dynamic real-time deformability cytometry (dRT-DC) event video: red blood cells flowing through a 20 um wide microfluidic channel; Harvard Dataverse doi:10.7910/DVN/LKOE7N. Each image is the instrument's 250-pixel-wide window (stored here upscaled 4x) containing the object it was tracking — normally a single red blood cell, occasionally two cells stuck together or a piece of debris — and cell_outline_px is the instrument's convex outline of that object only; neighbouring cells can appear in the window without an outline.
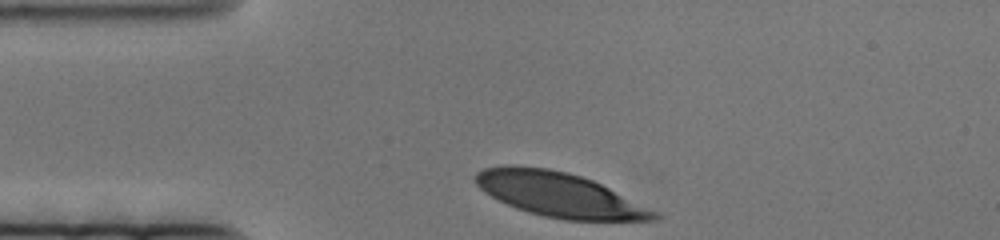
{"species": "human", "species_latin": "Homo sapiens", "temperature_condition": "cold", "stored_images_in_passage": 47, "camera_frame_rate_fps": 3000, "um_per_image_px": 0.085, "donor": {"sex": "female"}, "frame": {"image": 1, "passage_image": 1, "time_ms": 0.0, "image_size_px": [1000, 240], "cell_outline_px": [[664, 216], [660, 220], [564, 220], [544, 216], [528, 212], [516, 208], [484, 192], [472, 180], [472, 176], [476, 172], [484, 168], [504, 164], [512, 164], [548, 168], [568, 172], [592, 180], [660, 212]], "centroid_in_image_um": [47.54, 16.53], "position_along_channel_um": 37.5, "area_um2": 46.64}}
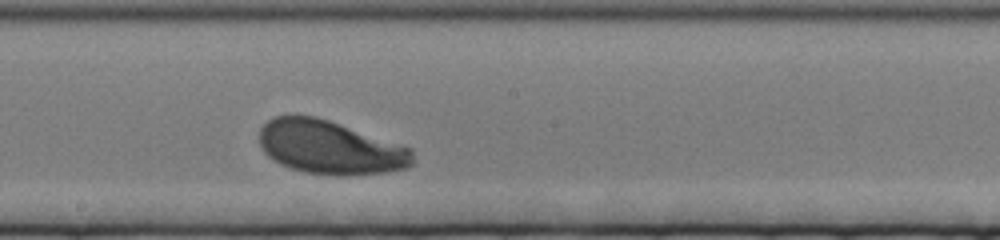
{"frame": {"image": 2, "passage_image": 27, "time_ms": 8.667, "image_size_px": [1000, 240], "cell_outline_px": [[412, 164], [408, 168], [384, 172], [304, 172], [280, 164], [268, 156], [264, 152], [260, 144], [260, 128], [268, 120], [276, 116], [292, 112], [296, 112], [316, 116], [412, 148]], "centroid_in_image_um": [27.98, 12.44], "position_along_channel_um": 220.2, "area_um2": 46.99}}
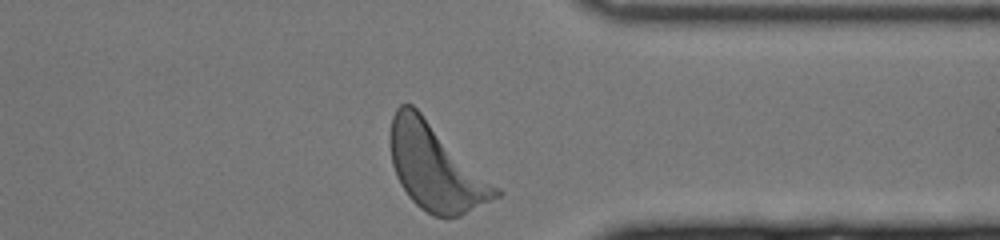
{"frame": {"image": 3, "passage_image": 47, "time_ms": 15.333, "image_size_px": [1000, 240], "cell_outline_px": [[504, 192], [500, 196], [460, 216], [432, 216], [420, 208], [408, 196], [400, 184], [396, 176], [392, 164], [388, 140], [388, 136], [392, 116], [396, 108], [400, 104], [412, 104], [500, 188]], "centroid_in_image_um": [37.0, 14.22], "position_along_channel_um": 374.4, "area_um2": 52.94}}